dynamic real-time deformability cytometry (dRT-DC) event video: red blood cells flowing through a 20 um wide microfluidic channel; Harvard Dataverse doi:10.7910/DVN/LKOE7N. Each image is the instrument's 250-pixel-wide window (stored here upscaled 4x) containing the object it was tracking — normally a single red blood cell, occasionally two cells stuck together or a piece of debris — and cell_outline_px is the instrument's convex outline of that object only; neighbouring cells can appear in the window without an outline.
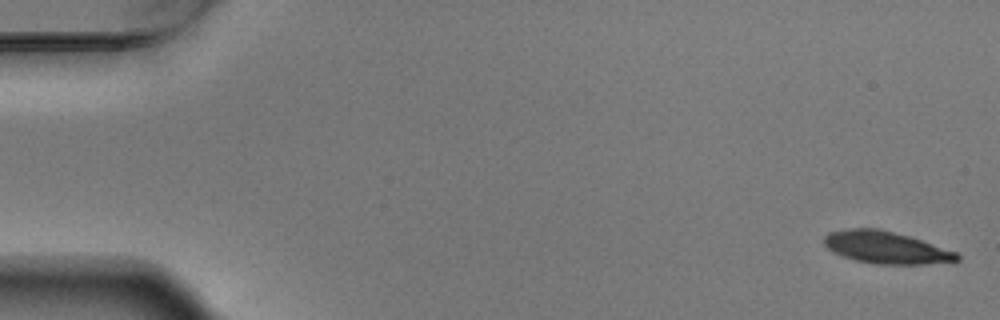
{"species": "Egyptian fruit bat (a non-hibernating species)", "species_latin": "Rousettus aegyptiacus", "temperature_condition": "warm", "stored_images_in_passage": 6, "camera_frame_rate_fps": 3000, "um_per_image_px": 0.085, "animal": {"sex": "male"}, "frame": {"image": 1, "passage_image": 1, "time_ms": 0.0, "image_size_px": [1000, 320], "cell_outline_px": [[960, 260], [924, 264], [876, 264], [856, 260], [832, 252], [824, 244], [824, 236], [828, 232], [848, 228], [872, 228], [892, 232], [908, 236], [956, 252], [960, 256]], "centroid_in_image_um": [75.26, 21.04], "position_along_channel_um": 9.7, "area_um2": 24.51}}
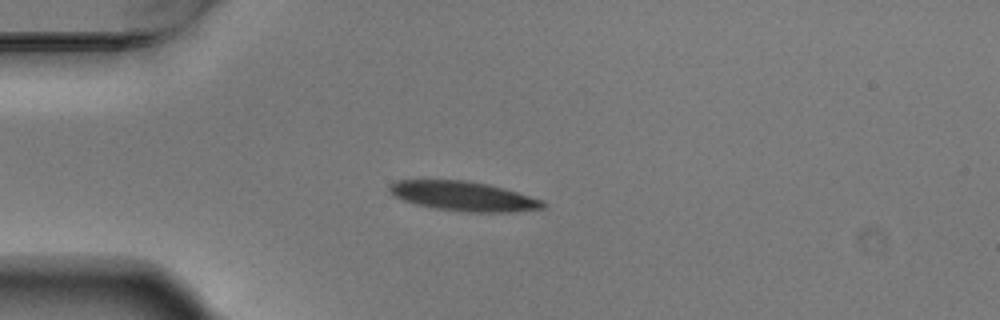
{"frame": {"image": 2, "passage_image": 4, "time_ms": 1.0, "image_size_px": [1000, 320], "cell_outline_px": [[548, 204], [544, 208], [512, 212], [468, 212], [436, 208], [416, 204], [404, 200], [396, 196], [388, 188], [388, 184], [396, 180], [464, 180], [488, 184], [504, 188], [544, 200]], "centroid_in_image_um": [39.44, 16.67], "position_along_channel_um": 45.6, "area_um2": 26.36}}
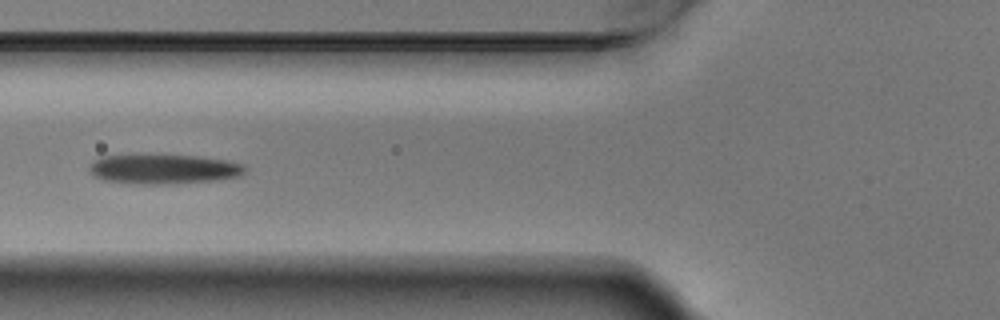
{"frame": {"image": 3, "passage_image": 6, "time_ms": 1.667, "image_size_px": [1000, 320], "cell_outline_px": [[244, 172], [240, 176], [216, 180], [172, 184], [132, 184], [104, 180], [92, 176], [88, 168], [96, 160], [104, 156], [196, 156], [228, 160], [244, 164]], "centroid_in_image_um": [13.93, 14.4], "position_along_channel_um": 111.9, "area_um2": 26.59}}